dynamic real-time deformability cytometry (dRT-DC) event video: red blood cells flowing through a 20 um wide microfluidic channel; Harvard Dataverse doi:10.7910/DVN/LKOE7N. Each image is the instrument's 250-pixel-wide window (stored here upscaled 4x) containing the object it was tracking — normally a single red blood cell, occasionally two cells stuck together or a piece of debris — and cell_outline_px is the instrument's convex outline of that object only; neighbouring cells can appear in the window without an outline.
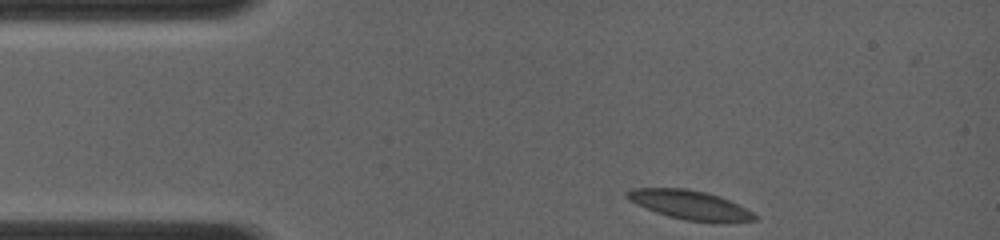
{"species": "common noctule bat (a hibernating species)", "species_latin": "Nyctalus noctula", "temperature_condition": "room temperature", "stored_images_in_passage": 35, "camera_frame_rate_fps": 4000, "um_per_image_px": 0.085, "animal": {"sex": "female", "body_mass_g": 19.0, "forearm_length_mm": 56.7}, "frame": {"image": 1, "passage_image": 1, "time_ms": 0.0, "image_size_px": [1000, 240], "cell_outline_px": [[756, 220], [684, 220], [668, 216], [656, 212], [636, 204], [628, 200], [624, 196], [624, 192], [632, 188], [684, 188], [704, 192], [720, 196], [752, 212], [756, 216]], "centroid_in_image_um": [58.48, 17.37], "position_along_channel_um": 26.5, "area_um2": 20.81}}
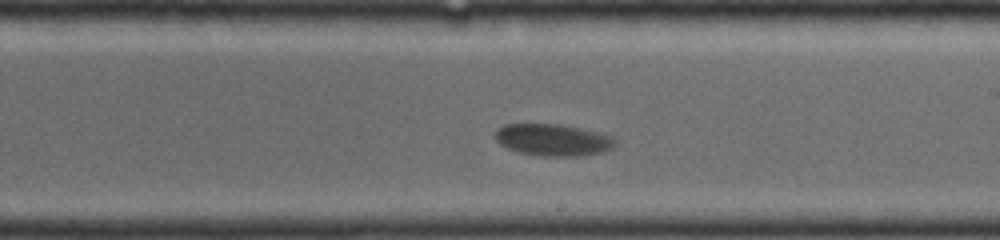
{"frame": {"image": 2, "passage_image": 20, "time_ms": 6.5, "image_size_px": [1000, 240], "cell_outline_px": [[616, 144], [612, 148], [600, 152], [580, 156], [540, 156], [516, 152], [500, 144], [496, 140], [496, 128], [504, 124], [560, 124], [580, 128], [612, 136], [616, 140]], "centroid_in_image_um": [46.98, 11.89], "position_along_channel_um": 242.0, "area_um2": 22.31}}
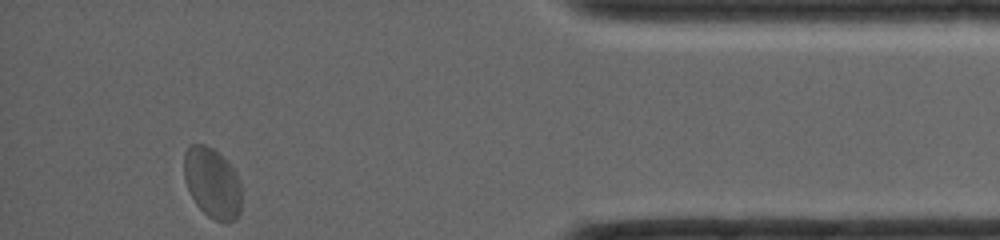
{"frame": {"image": 3, "passage_image": 35, "time_ms": 11.5, "image_size_px": [1000, 240], "cell_outline_px": [[240, 212], [236, 220], [228, 224], [216, 220], [208, 216], [196, 204], [184, 180], [184, 152], [188, 144], [204, 144], [212, 148], [228, 160], [236, 172], [240, 180]], "centroid_in_image_um": [18.05, 15.54], "position_along_channel_um": 417.1, "area_um2": 23.93}}